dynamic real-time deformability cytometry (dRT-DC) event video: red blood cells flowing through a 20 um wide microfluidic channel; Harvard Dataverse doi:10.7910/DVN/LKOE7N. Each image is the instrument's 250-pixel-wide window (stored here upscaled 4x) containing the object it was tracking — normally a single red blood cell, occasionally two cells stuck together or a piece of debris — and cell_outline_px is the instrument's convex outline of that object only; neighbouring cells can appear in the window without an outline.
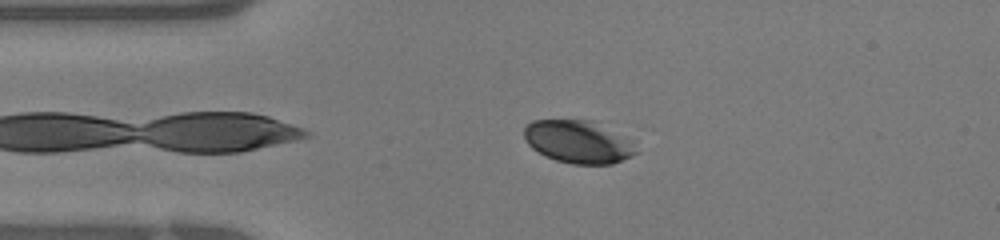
{"species": "human", "species_latin": "Homo sapiens", "temperature_condition": "warm", "stored_images_in_passage": 34, "camera_frame_rate_fps": 3000, "um_per_image_px": 0.085, "donor": {"sex": "female"}, "frame": {"image": 1, "passage_image": 3, "time_ms": 0.667, "image_size_px": [1000, 240], "cell_outline_px": [[640, 152], [632, 156], [612, 164], [572, 164], [556, 160], [544, 156], [532, 148], [528, 144], [524, 136], [524, 128], [532, 120], [600, 120], [636, 140]], "centroid_in_image_um": [49.29, 12.03], "position_along_channel_um": 35.7, "area_um2": 29.13}}
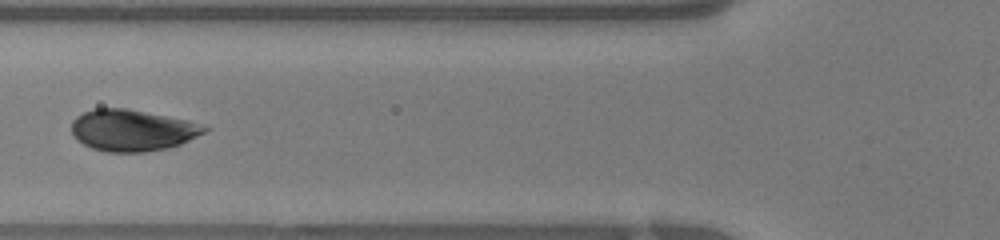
{"frame": {"image": 2, "passage_image": 9, "time_ms": 2.667, "image_size_px": [1000, 240], "cell_outline_px": [[212, 128], [180, 144], [168, 148], [144, 152], [108, 152], [92, 148], [84, 144], [72, 132], [72, 120], [76, 116], [84, 112], [96, 108], [128, 108], [188, 120]], "centroid_in_image_um": [11.26, 11.06], "position_along_channel_um": 114.5, "area_um2": 31.96}}
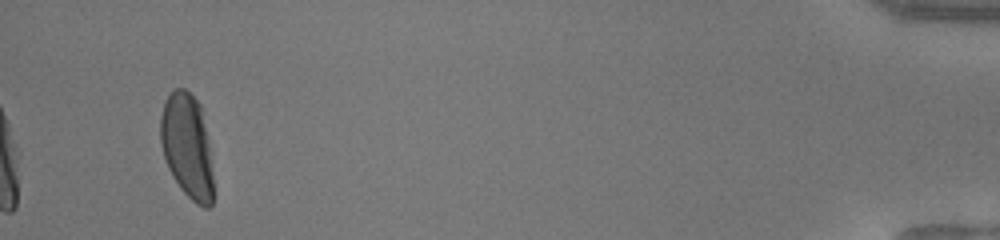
{"frame": {"image": 3, "passage_image": 32, "time_ms": 10.333, "image_size_px": [1000, 240], "cell_outline_px": [[212, 204], [208, 208], [204, 208], [196, 204], [180, 188], [172, 176], [168, 168], [164, 156], [160, 140], [160, 116], [164, 104], [172, 88], [184, 88], [200, 104], [208, 140], [212, 172]], "centroid_in_image_um": [15.89, 12.42], "position_along_channel_um": 419.3, "area_um2": 31.96}}